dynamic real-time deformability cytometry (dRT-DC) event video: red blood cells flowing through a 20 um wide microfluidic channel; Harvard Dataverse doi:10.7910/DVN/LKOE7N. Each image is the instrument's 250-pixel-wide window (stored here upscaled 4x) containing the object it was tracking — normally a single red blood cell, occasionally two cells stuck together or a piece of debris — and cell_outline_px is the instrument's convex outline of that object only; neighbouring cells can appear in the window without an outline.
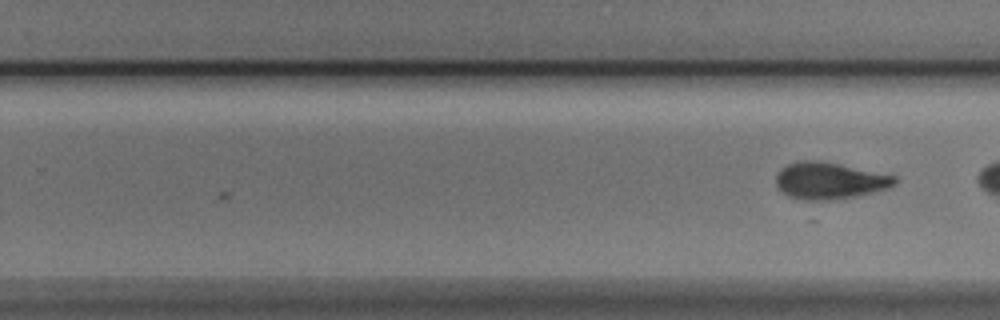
{"species": "Egyptian fruit bat (a non-hibernating species)", "species_latin": "Rousettus aegyptiacus", "temperature_condition": "cold", "stored_images_in_passage": 17, "camera_frame_rate_fps": 3000, "um_per_image_px": 0.085, "animal": {"sex": "male"}, "frame": {"image": 1, "passage_image": 17, "time_ms": 5.333, "image_size_px": [1000, 320], "cell_outline_px": [[896, 184], [892, 188], [856, 196], [816, 204], [812, 204], [788, 196], [776, 188], [776, 172], [780, 168], [788, 164], [800, 160], [820, 160], [896, 176]], "centroid_in_image_um": [70.46, 15.41], "position_along_channel_um": 259.3, "area_um2": 26.41}}